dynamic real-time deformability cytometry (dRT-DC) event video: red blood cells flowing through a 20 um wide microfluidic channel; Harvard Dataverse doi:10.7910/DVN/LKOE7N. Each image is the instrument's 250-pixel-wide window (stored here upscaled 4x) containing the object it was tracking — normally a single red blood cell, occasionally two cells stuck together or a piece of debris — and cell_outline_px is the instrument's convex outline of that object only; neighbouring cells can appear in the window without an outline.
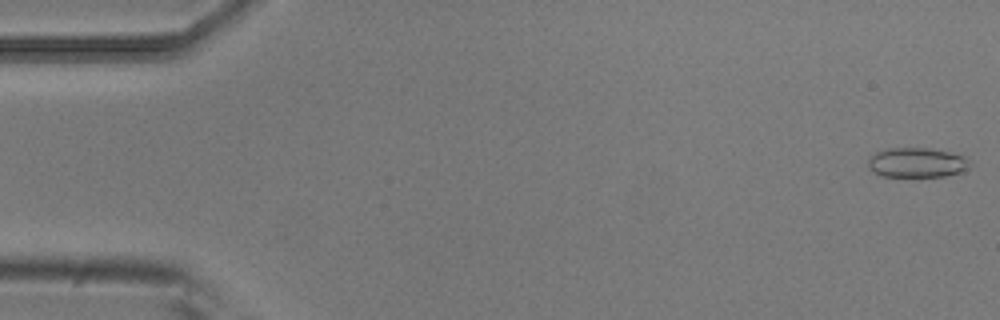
{"species": "common noctule bat (a hibernating species)", "species_latin": "Nyctalus noctula", "temperature_condition": "room temperature", "stored_images_in_passage": 5, "camera_frame_rate_fps": 3000, "um_per_image_px": 0.085, "animal": {"sex": "male", "body_mass_g": 20.5, "forearm_length_mm": 52.5}, "frame": {"image": 1, "passage_image": 1, "time_ms": 0.0, "image_size_px": [1000, 320], "cell_outline_px": [[972, 164], [964, 172], [944, 176], [880, 176], [872, 172], [868, 164], [868, 160], [876, 152], [888, 148], [928, 148], [948, 152], [964, 156]], "centroid_in_image_um": [77.95, 13.83], "position_along_channel_um": 7.1, "area_um2": 17.63}}
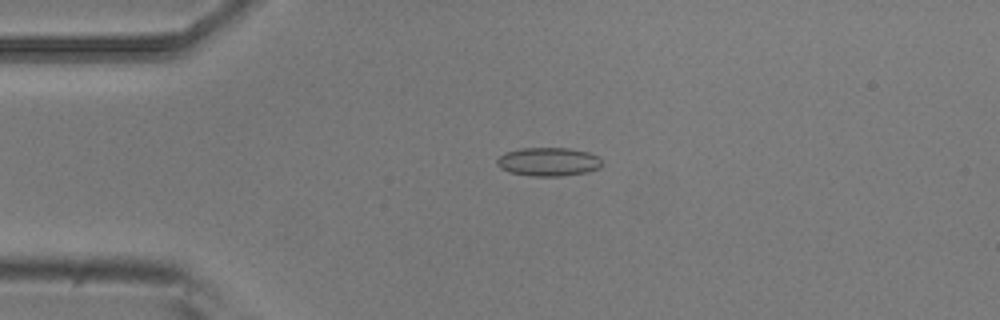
{"frame": {"image": 2, "passage_image": 4, "time_ms": 1.0, "image_size_px": [1000, 320], "cell_outline_px": [[604, 164], [600, 168], [584, 172], [560, 176], [532, 176], [508, 172], [500, 168], [496, 164], [496, 160], [504, 152], [520, 148], [568, 148], [588, 152], [600, 156]], "centroid_in_image_um": [46.61, 13.74], "position_along_channel_um": 38.4, "area_um2": 17.69}}